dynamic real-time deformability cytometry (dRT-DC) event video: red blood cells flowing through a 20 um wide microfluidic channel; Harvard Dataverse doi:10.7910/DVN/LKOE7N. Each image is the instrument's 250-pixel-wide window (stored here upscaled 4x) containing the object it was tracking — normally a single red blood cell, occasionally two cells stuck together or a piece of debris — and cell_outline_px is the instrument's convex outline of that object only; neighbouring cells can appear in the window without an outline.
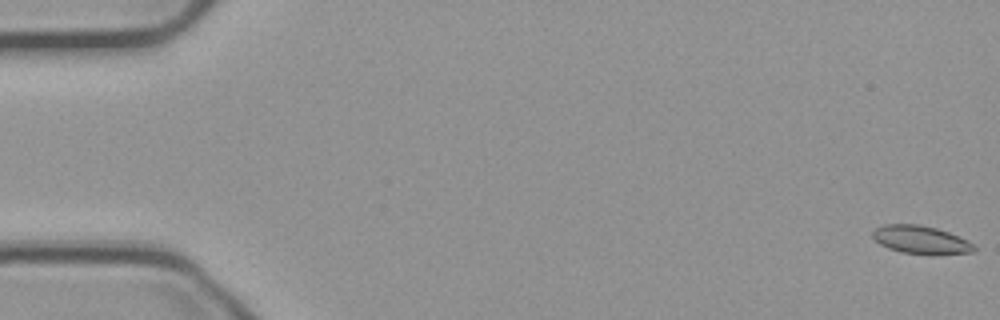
{"species": "common noctule bat (a hibernating species)", "species_latin": "Nyctalus noctula", "temperature_condition": "cold", "stored_images_in_passage": 57, "camera_frame_rate_fps": 3000, "um_per_image_px": 0.085, "animal": {"sex": "male", "body_mass_g": 23.1, "forearm_length_mm": 52.7}, "frame": {"image": 1, "passage_image": 1, "time_ms": 0.0, "image_size_px": [1000, 320], "cell_outline_px": [[976, 252], [932, 256], [928, 256], [900, 252], [888, 248], [880, 244], [872, 236], [872, 232], [876, 228], [884, 224], [920, 224], [936, 228], [948, 232], [972, 244], [976, 248]], "centroid_in_image_um": [78.27, 20.41], "position_along_channel_um": 6.7, "area_um2": 16.88}}
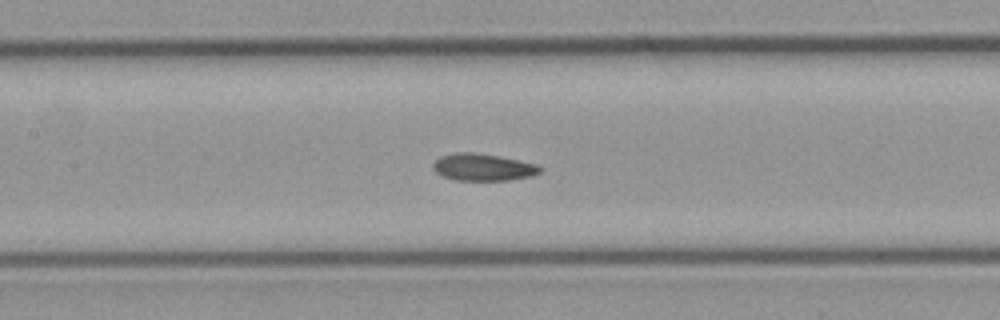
{"frame": {"image": 2, "passage_image": 26, "time_ms": 8.333, "image_size_px": [1000, 320], "cell_outline_px": [[540, 172], [532, 176], [508, 180], [456, 180], [444, 176], [436, 172], [432, 168], [432, 164], [440, 156], [460, 152], [472, 152], [496, 156], [536, 164], [540, 168]], "centroid_in_image_um": [41.02, 14.22], "position_along_channel_um": 166.4, "area_um2": 16.53}}
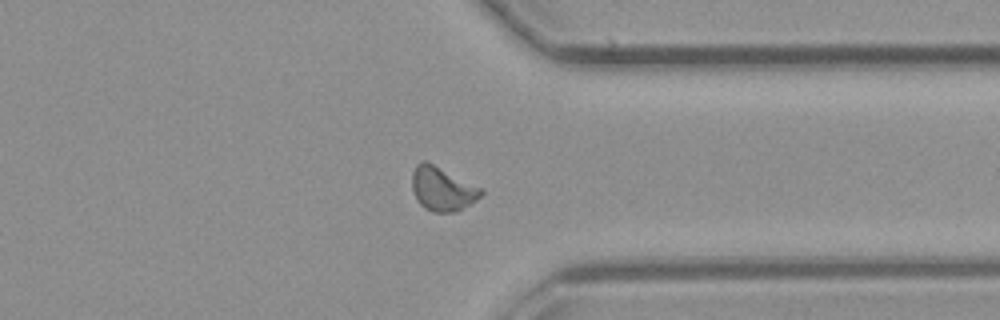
{"frame": {"image": 3, "passage_image": 43, "time_ms": 14.0, "image_size_px": [1000, 320], "cell_outline_px": [[484, 192], [476, 200], [456, 212], [432, 212], [424, 208], [416, 200], [412, 188], [412, 172], [416, 164], [424, 160], [428, 160], [484, 188]], "centroid_in_image_um": [37.6, 16.02], "position_along_channel_um": 373.8, "area_um2": 18.15}, "authors_computed_cell_mechanics": {"area_um2": 16.8198, "velocity_mm_per_s": 3.7246, "shape_relaxation_time_tau1_ms": null, "shape_relaxation_time_tau2_ms": 2.6995, "deformation_change_tau1": null, "deformation_change_tau2": 0.0704}}